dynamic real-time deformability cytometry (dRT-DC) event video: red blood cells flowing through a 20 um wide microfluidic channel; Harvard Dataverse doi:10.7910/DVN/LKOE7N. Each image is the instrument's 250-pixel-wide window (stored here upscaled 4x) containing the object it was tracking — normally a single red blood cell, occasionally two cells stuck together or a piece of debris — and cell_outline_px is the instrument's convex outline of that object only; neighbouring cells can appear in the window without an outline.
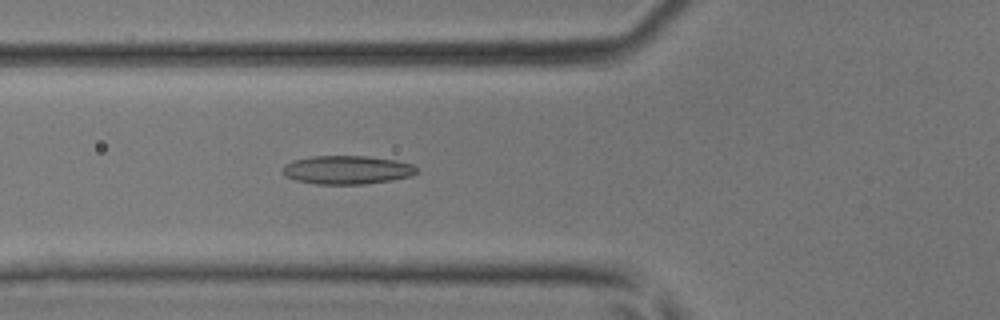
{"species": "common noctule bat (a hibernating species)", "species_latin": "Nyctalus noctula", "temperature_condition": "room temperature", "stored_images_in_passage": 38, "camera_frame_rate_fps": 3000, "um_per_image_px": 0.085, "animal": {"sex": "male", "body_mass_g": 17.9, "forearm_length_mm": 54.2}, "frame": {"image": 1, "passage_image": 11, "time_ms": 3.333, "image_size_px": [1000, 320], "cell_outline_px": [[416, 172], [412, 176], [392, 180], [364, 184], [316, 184], [296, 180], [284, 176], [284, 164], [292, 160], [312, 156], [368, 156], [396, 160], [412, 164], [416, 168]], "centroid_in_image_um": [29.49, 14.44], "position_along_channel_um": 96.3, "area_um2": 22.31}}
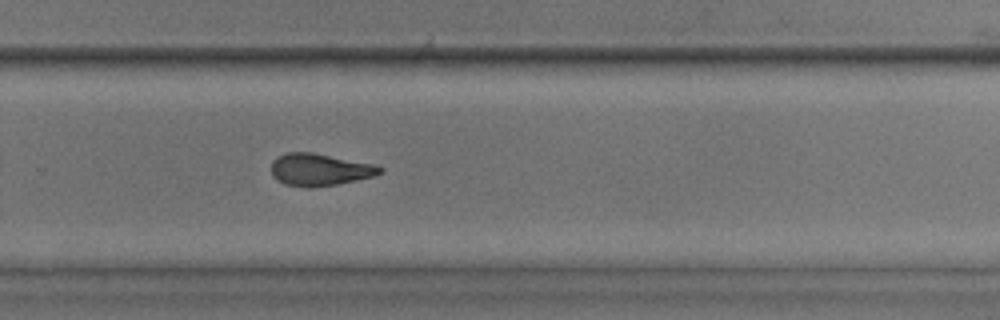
{"frame": {"image": 2, "passage_image": 24, "time_ms": 7.667, "image_size_px": [1000, 320], "cell_outline_px": [[384, 172], [372, 176], [356, 180], [336, 184], [312, 188], [308, 188], [284, 184], [276, 180], [272, 176], [272, 160], [276, 156], [288, 152], [312, 152], [372, 164], [384, 168]], "centroid_in_image_um": [27.13, 14.42], "position_along_channel_um": 302.7, "area_um2": 20.4}}
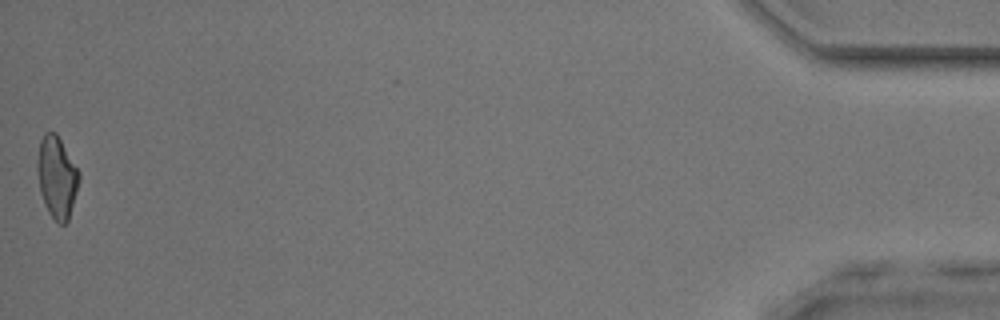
{"frame": {"image": 3, "passage_image": 38, "time_ms": 12.333, "image_size_px": [1000, 320], "cell_outline_px": [[80, 180], [68, 220], [64, 224], [60, 224], [48, 212], [44, 204], [40, 192], [36, 168], [36, 164], [40, 140], [44, 132], [56, 132], [80, 172]], "centroid_in_image_um": [4.82, 15.03], "position_along_channel_um": 430.4, "area_um2": 19.94}}